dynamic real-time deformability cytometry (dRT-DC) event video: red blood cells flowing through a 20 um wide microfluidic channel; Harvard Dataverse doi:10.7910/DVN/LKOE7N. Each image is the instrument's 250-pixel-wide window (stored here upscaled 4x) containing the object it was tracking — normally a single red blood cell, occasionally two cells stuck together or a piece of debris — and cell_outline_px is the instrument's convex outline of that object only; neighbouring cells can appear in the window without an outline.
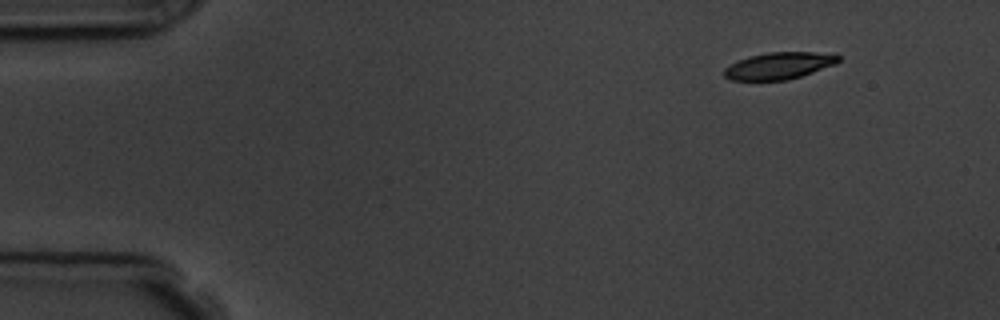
{"species": "common noctule bat (a hibernating species)", "species_latin": "Nyctalus noctula", "temperature_condition": "room temperature", "stored_images_in_passage": 3, "camera_frame_rate_fps": 3000, "um_per_image_px": 0.085, "animal": {"sex": "male", "body_mass_g": 19.5, "forearm_length_mm": 54.6}, "frame": {"image": 1, "passage_image": 1, "time_ms": 0.0, "image_size_px": [1000, 320], "cell_outline_px": [[840, 60], [836, 64], [788, 80], [732, 80], [724, 76], [724, 68], [748, 56], [768, 52], [812, 52], [840, 56]], "centroid_in_image_um": [66.2, 5.59], "position_along_channel_um": 18.8, "area_um2": 17.63}}
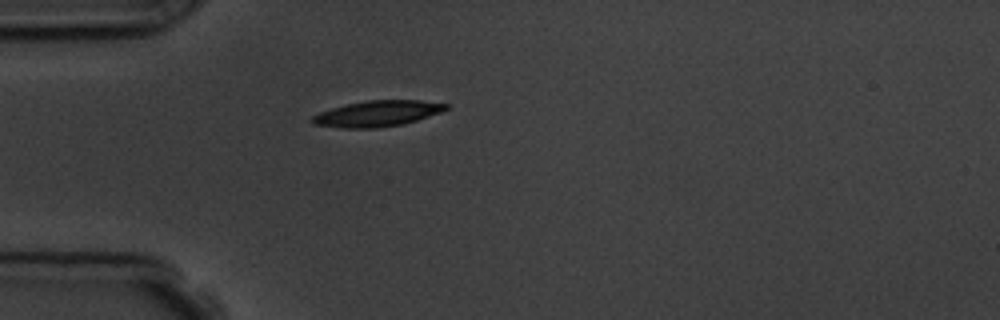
{"frame": {"image": 2, "passage_image": 3, "time_ms": 3.333, "image_size_px": [1000, 320], "cell_outline_px": [[448, 108], [440, 112], [404, 124], [376, 128], [344, 128], [312, 124], [308, 120], [312, 116], [320, 112], [332, 108], [348, 104], [368, 100], [420, 100], [448, 104]], "centroid_in_image_um": [32.04, 9.66], "position_along_channel_um": 53.0, "area_um2": 20.06}}